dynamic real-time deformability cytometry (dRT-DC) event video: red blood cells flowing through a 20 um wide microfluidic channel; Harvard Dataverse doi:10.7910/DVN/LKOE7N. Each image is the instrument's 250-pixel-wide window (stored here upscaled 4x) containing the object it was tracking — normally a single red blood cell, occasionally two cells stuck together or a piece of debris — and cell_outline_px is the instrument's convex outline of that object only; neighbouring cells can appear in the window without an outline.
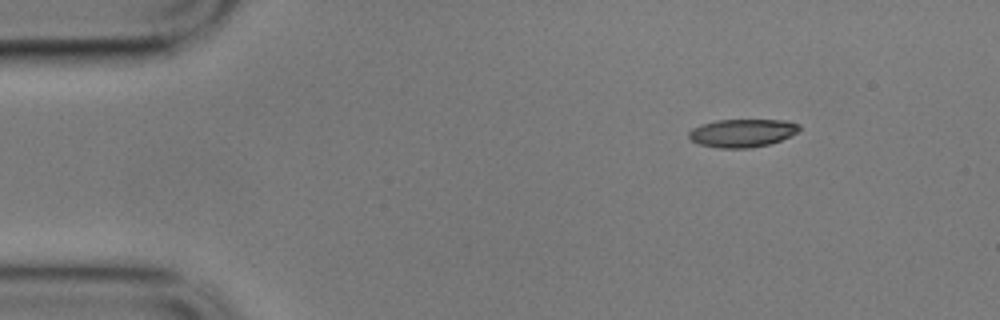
{"species": "common noctule bat (a hibernating species)", "species_latin": "Nyctalus noctula", "temperature_condition": "cold", "stored_images_in_passage": 4, "camera_frame_rate_fps": 3000, "um_per_image_px": 0.085, "animal": {"sex": "male", "body_mass_g": 17.9}, "frame": {"image": 1, "passage_image": 1, "time_ms": 0.0, "image_size_px": [1000, 320], "cell_outline_px": [[800, 128], [796, 132], [780, 140], [768, 144], [748, 148], [720, 148], [700, 144], [692, 140], [688, 136], [688, 132], [692, 128], [700, 124], [716, 120], [784, 120], [800, 124]], "centroid_in_image_um": [63.06, 11.29], "position_along_channel_um": 21.9, "area_um2": 17.92}}
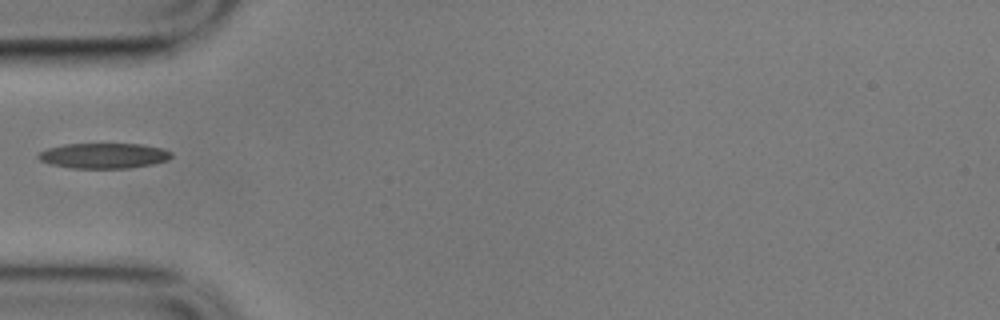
{"frame": {"image": 2, "passage_image": 4, "time_ms": 1.0, "image_size_px": [1000, 320], "cell_outline_px": [[172, 156], [168, 160], [152, 164], [128, 168], [72, 168], [52, 164], [40, 160], [36, 156], [40, 152], [48, 148], [64, 144], [140, 144], [164, 148], [172, 152]], "centroid_in_image_um": [8.85, 13.23], "position_along_channel_um": 76.2, "area_um2": 19.59}}